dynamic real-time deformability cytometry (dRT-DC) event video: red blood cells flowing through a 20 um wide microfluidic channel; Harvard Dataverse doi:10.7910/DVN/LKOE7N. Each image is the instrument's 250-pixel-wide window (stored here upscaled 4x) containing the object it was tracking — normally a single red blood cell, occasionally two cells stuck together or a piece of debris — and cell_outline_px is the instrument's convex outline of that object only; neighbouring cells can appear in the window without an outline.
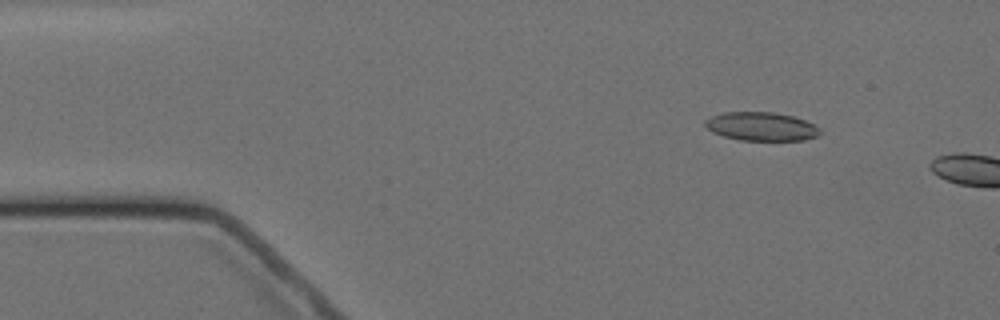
{"species": "Egyptian fruit bat (a non-hibernating species)", "species_latin": "Rousettus aegyptiacus", "temperature_condition": "cold", "stored_images_in_passage": 3, "camera_frame_rate_fps": 3000, "um_per_image_px": 0.085, "animal": {"sex": "female"}, "frame": {"image": 1, "passage_image": 2, "time_ms": 1.0, "image_size_px": [1000, 320], "cell_outline_px": [[820, 136], [804, 140], [740, 140], [724, 136], [712, 132], [704, 124], [704, 120], [712, 116], [724, 112], [772, 112], [792, 116], [804, 120], [820, 128]], "centroid_in_image_um": [64.71, 10.75], "position_along_channel_um": 20.3, "area_um2": 19.07}}